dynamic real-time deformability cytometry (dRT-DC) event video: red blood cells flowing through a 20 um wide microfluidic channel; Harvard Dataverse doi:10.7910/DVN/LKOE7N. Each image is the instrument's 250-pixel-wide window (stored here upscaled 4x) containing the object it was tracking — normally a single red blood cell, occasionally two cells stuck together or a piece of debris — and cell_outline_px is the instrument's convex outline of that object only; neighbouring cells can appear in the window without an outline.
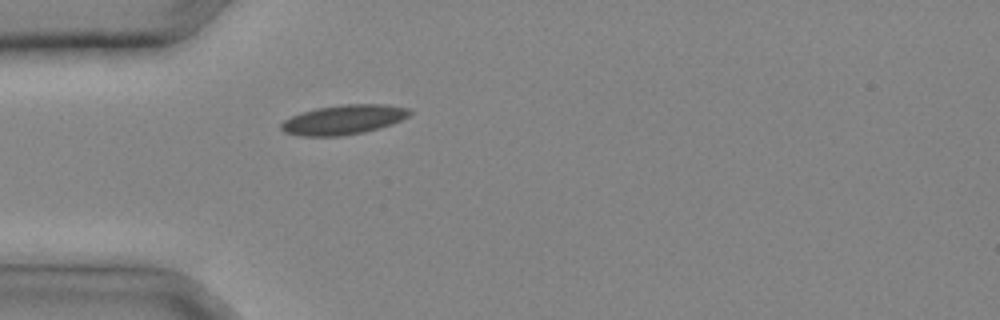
{"species": "common noctule bat (a hibernating species)", "species_latin": "Nyctalus noctula", "temperature_condition": "cold", "stored_images_in_passage": 20, "camera_frame_rate_fps": 3000, "um_per_image_px": 0.085, "animal": {"sex": "male", "body_mass_g": 20.4}, "frame": {"image": 1, "passage_image": 1, "time_ms": 0.0, "image_size_px": [1000, 320], "cell_outline_px": [[412, 112], [408, 116], [392, 124], [380, 128], [364, 132], [340, 136], [300, 136], [284, 132], [280, 128], [280, 124], [284, 120], [300, 112], [316, 108], [340, 104], [388, 104], [408, 108]], "centroid_in_image_um": [29.19, 10.17], "position_along_channel_um": 55.8, "area_um2": 22.31}}
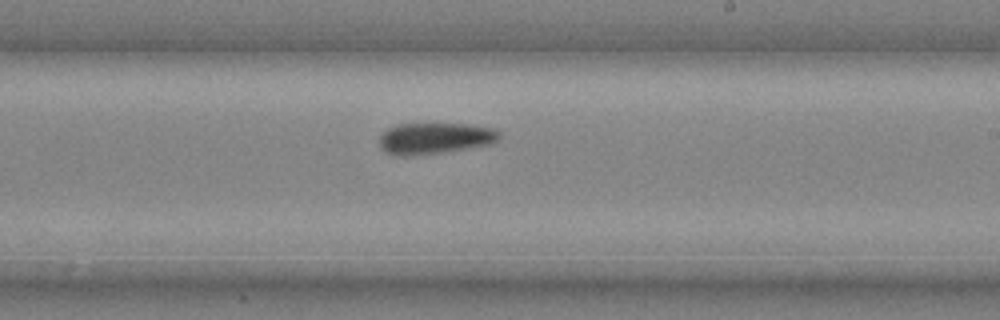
{"frame": {"image": 2, "passage_image": 11, "time_ms": 3.333, "image_size_px": [1000, 320], "cell_outline_px": [[500, 140], [488, 144], [468, 148], [444, 152], [412, 156], [400, 156], [384, 152], [380, 148], [380, 136], [388, 128], [396, 124], [468, 124], [496, 128], [500, 132]], "centroid_in_image_um": [36.97, 11.76], "position_along_channel_um": 252.0, "area_um2": 22.02}}
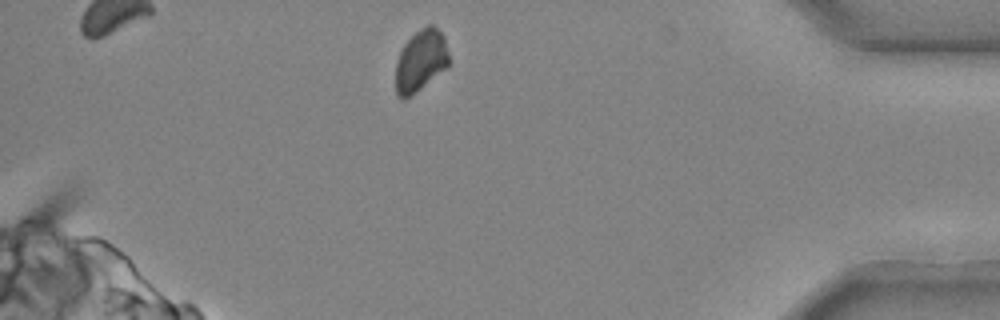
{"frame": {"image": 3, "passage_image": 20, "time_ms": 6.333, "image_size_px": [1000, 320], "cell_outline_px": [[448, 68], [412, 96], [404, 100], [396, 96], [396, 60], [404, 44], [416, 32], [428, 24], [432, 24], [444, 36], [448, 52]], "centroid_in_image_um": [35.76, 5.21], "position_along_channel_um": 399.4, "area_um2": 19.36}}